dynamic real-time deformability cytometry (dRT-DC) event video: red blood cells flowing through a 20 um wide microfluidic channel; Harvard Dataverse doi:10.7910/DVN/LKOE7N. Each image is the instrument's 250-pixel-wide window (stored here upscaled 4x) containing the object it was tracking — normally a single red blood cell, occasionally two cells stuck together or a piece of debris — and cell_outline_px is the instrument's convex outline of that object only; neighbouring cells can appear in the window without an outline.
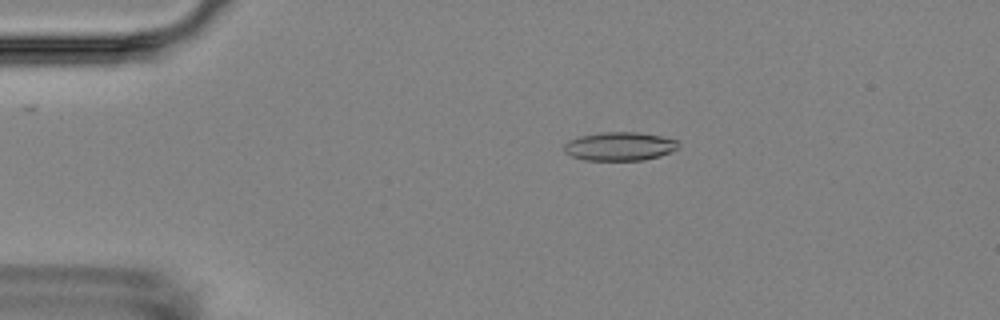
{"species": "Egyptian fruit bat (a non-hibernating species)", "species_latin": "Rousettus aegyptiacus", "temperature_condition": "room temperature", "stored_images_in_passage": 9, "camera_frame_rate_fps": 3000, "um_per_image_px": 0.085, "animal": {"sex": "female"}, "frame": {"image": 1, "passage_image": 3, "time_ms": 2.333, "image_size_px": [1000, 320], "cell_outline_px": [[680, 148], [660, 156], [644, 160], [584, 160], [572, 156], [564, 152], [564, 144], [568, 140], [580, 136], [604, 132], [640, 132], [660, 136], [676, 140], [680, 144]], "centroid_in_image_um": [52.68, 12.44], "position_along_channel_um": 32.3, "area_um2": 19.13}}
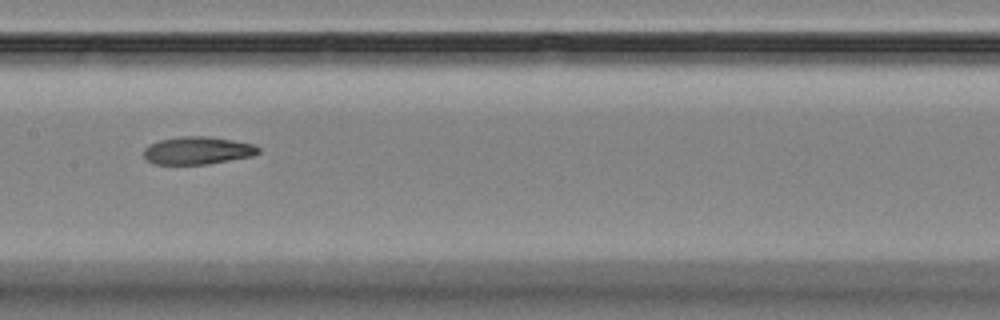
{"frame": {"image": 2, "passage_image": 8, "time_ms": 8.0, "image_size_px": [1000, 320], "cell_outline_px": [[260, 152], [252, 156], [208, 164], [152, 164], [144, 160], [144, 148], [148, 144], [160, 140], [180, 136], [208, 136], [256, 144], [260, 148]], "centroid_in_image_um": [16.77, 12.79], "position_along_channel_um": 190.6, "area_um2": 18.73}}
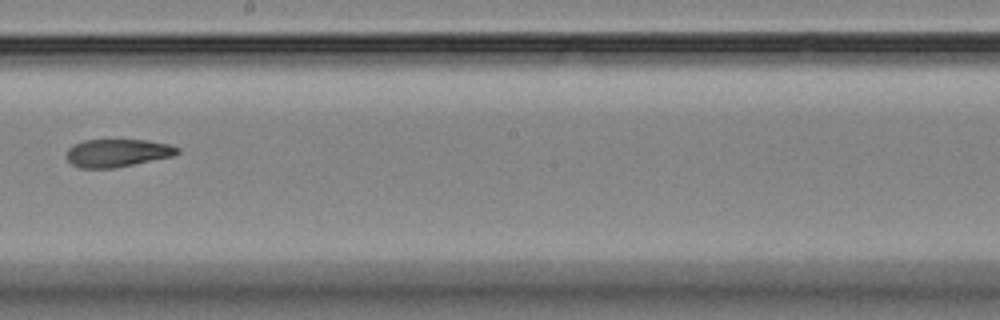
{"frame": {"image": 3, "passage_image": 9, "time_ms": 9.333, "image_size_px": [1000, 320], "cell_outline_px": [[180, 152], [172, 156], [112, 168], [80, 168], [72, 164], [68, 160], [68, 148], [84, 140], [148, 140], [168, 144], [180, 148]], "centroid_in_image_um": [9.99, 12.99], "position_along_channel_um": 238.2, "area_um2": 17.69}}